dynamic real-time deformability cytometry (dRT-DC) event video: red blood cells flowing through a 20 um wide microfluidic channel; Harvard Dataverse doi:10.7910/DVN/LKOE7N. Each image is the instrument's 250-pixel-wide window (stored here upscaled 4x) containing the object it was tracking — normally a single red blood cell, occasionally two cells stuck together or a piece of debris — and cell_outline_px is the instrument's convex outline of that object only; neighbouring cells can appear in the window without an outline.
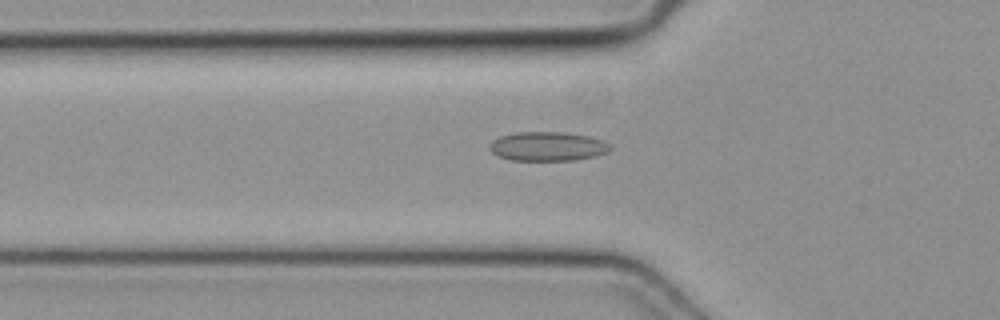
{"species": "common noctule bat (a hibernating species)", "species_latin": "Nyctalus noctula", "temperature_condition": "cold", "stored_images_in_passage": 44, "camera_frame_rate_fps": 3000, "um_per_image_px": 0.085, "animal": {"sex": "female", "body_mass_g": 19.3, "forearm_length_mm": 54.1}, "frame": {"image": 1, "passage_image": 12, "time_ms": 3.667, "image_size_px": [1000, 320], "cell_outline_px": [[612, 148], [608, 152], [596, 156], [572, 160], [512, 160], [496, 156], [488, 148], [488, 144], [492, 140], [500, 136], [516, 132], [564, 132], [588, 136], [600, 140], [608, 144]], "centroid_in_image_um": [46.49, 12.44], "position_along_channel_um": 79.3, "area_um2": 20.52}}
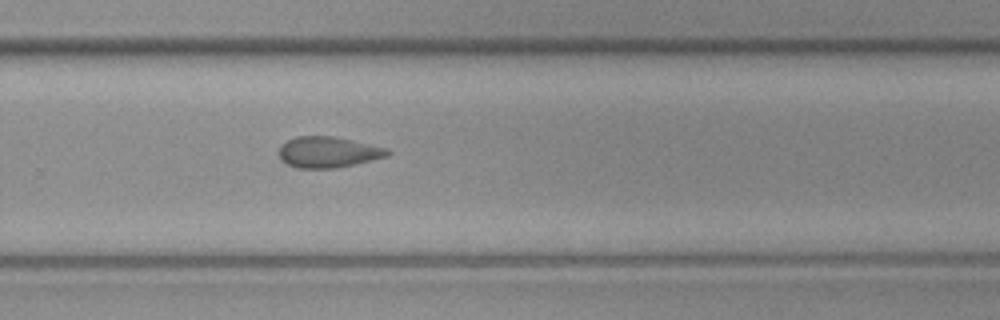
{"frame": {"image": 2, "passage_image": 28, "time_ms": 9.0, "image_size_px": [1000, 320], "cell_outline_px": [[392, 152], [388, 156], [336, 168], [296, 168], [280, 160], [280, 148], [288, 140], [296, 136], [332, 136], [352, 140], [388, 148]], "centroid_in_image_um": [27.91, 12.93], "position_along_channel_um": 301.9, "area_um2": 19.42}}
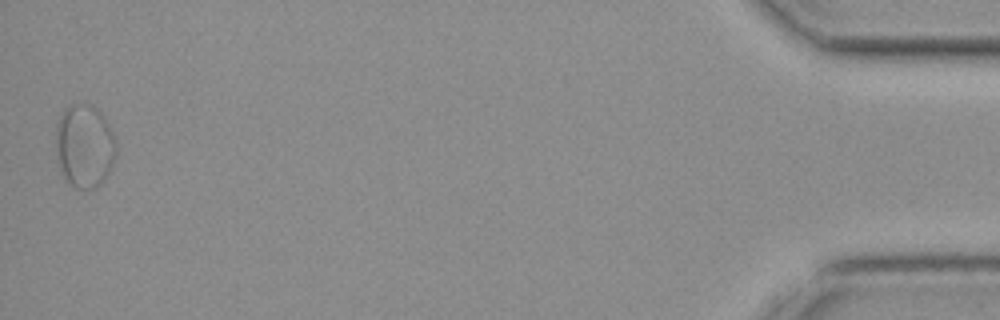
{"frame": {"image": 3, "passage_image": 44, "time_ms": 14.333, "image_size_px": [1000, 320], "cell_outline_px": [[116, 152], [112, 164], [108, 172], [100, 184], [92, 188], [76, 188], [68, 180], [60, 164], [56, 144], [56, 124], [64, 108], [72, 104], [88, 104], [96, 108], [108, 124], [112, 132], [116, 144]], "centroid_in_image_um": [7.19, 12.36], "position_along_channel_um": 428.0, "area_um2": 28.5}}